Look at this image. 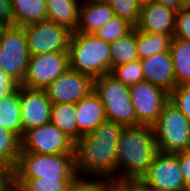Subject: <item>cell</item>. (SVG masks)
I'll return each mask as SVG.
<instances>
[{
  "label": "cell",
  "instance_id": "cell-1",
  "mask_svg": "<svg viewBox=\"0 0 190 191\" xmlns=\"http://www.w3.org/2000/svg\"><path fill=\"white\" fill-rule=\"evenodd\" d=\"M124 126L105 120L91 133L73 142L74 169L78 177L117 181V144Z\"/></svg>",
  "mask_w": 190,
  "mask_h": 191
},
{
  "label": "cell",
  "instance_id": "cell-2",
  "mask_svg": "<svg viewBox=\"0 0 190 191\" xmlns=\"http://www.w3.org/2000/svg\"><path fill=\"white\" fill-rule=\"evenodd\" d=\"M158 152L153 126L124 127L117 144V181L141 179Z\"/></svg>",
  "mask_w": 190,
  "mask_h": 191
},
{
  "label": "cell",
  "instance_id": "cell-3",
  "mask_svg": "<svg viewBox=\"0 0 190 191\" xmlns=\"http://www.w3.org/2000/svg\"><path fill=\"white\" fill-rule=\"evenodd\" d=\"M69 67L93 80L111 73L110 43L93 34L72 32L69 47Z\"/></svg>",
  "mask_w": 190,
  "mask_h": 191
},
{
  "label": "cell",
  "instance_id": "cell-4",
  "mask_svg": "<svg viewBox=\"0 0 190 191\" xmlns=\"http://www.w3.org/2000/svg\"><path fill=\"white\" fill-rule=\"evenodd\" d=\"M12 178H76L73 153L36 154L21 151Z\"/></svg>",
  "mask_w": 190,
  "mask_h": 191
},
{
  "label": "cell",
  "instance_id": "cell-5",
  "mask_svg": "<svg viewBox=\"0 0 190 191\" xmlns=\"http://www.w3.org/2000/svg\"><path fill=\"white\" fill-rule=\"evenodd\" d=\"M93 90L104 104L107 120L124 127L139 126L130 96L129 86L106 73L93 82Z\"/></svg>",
  "mask_w": 190,
  "mask_h": 191
},
{
  "label": "cell",
  "instance_id": "cell-6",
  "mask_svg": "<svg viewBox=\"0 0 190 191\" xmlns=\"http://www.w3.org/2000/svg\"><path fill=\"white\" fill-rule=\"evenodd\" d=\"M153 129L160 152L176 154L190 148V121L170 101L164 105Z\"/></svg>",
  "mask_w": 190,
  "mask_h": 191
},
{
  "label": "cell",
  "instance_id": "cell-7",
  "mask_svg": "<svg viewBox=\"0 0 190 191\" xmlns=\"http://www.w3.org/2000/svg\"><path fill=\"white\" fill-rule=\"evenodd\" d=\"M1 45L0 69L18 86L21 85L29 62L27 38L22 26L10 25Z\"/></svg>",
  "mask_w": 190,
  "mask_h": 191
},
{
  "label": "cell",
  "instance_id": "cell-8",
  "mask_svg": "<svg viewBox=\"0 0 190 191\" xmlns=\"http://www.w3.org/2000/svg\"><path fill=\"white\" fill-rule=\"evenodd\" d=\"M27 38L29 55L68 52L72 32L68 27L51 21L22 26Z\"/></svg>",
  "mask_w": 190,
  "mask_h": 191
},
{
  "label": "cell",
  "instance_id": "cell-9",
  "mask_svg": "<svg viewBox=\"0 0 190 191\" xmlns=\"http://www.w3.org/2000/svg\"><path fill=\"white\" fill-rule=\"evenodd\" d=\"M68 52H52L29 57L27 70L20 86L45 90L69 69Z\"/></svg>",
  "mask_w": 190,
  "mask_h": 191
},
{
  "label": "cell",
  "instance_id": "cell-10",
  "mask_svg": "<svg viewBox=\"0 0 190 191\" xmlns=\"http://www.w3.org/2000/svg\"><path fill=\"white\" fill-rule=\"evenodd\" d=\"M141 180L151 188L188 191L179 166V153L158 152Z\"/></svg>",
  "mask_w": 190,
  "mask_h": 191
},
{
  "label": "cell",
  "instance_id": "cell-11",
  "mask_svg": "<svg viewBox=\"0 0 190 191\" xmlns=\"http://www.w3.org/2000/svg\"><path fill=\"white\" fill-rule=\"evenodd\" d=\"M21 151L36 154L73 153V141L51 122L26 131Z\"/></svg>",
  "mask_w": 190,
  "mask_h": 191
},
{
  "label": "cell",
  "instance_id": "cell-12",
  "mask_svg": "<svg viewBox=\"0 0 190 191\" xmlns=\"http://www.w3.org/2000/svg\"><path fill=\"white\" fill-rule=\"evenodd\" d=\"M129 91L137 122L153 126L169 101V93L147 81L129 86Z\"/></svg>",
  "mask_w": 190,
  "mask_h": 191
},
{
  "label": "cell",
  "instance_id": "cell-13",
  "mask_svg": "<svg viewBox=\"0 0 190 191\" xmlns=\"http://www.w3.org/2000/svg\"><path fill=\"white\" fill-rule=\"evenodd\" d=\"M93 82L90 76L69 68L45 91L52 104H76L93 91Z\"/></svg>",
  "mask_w": 190,
  "mask_h": 191
},
{
  "label": "cell",
  "instance_id": "cell-14",
  "mask_svg": "<svg viewBox=\"0 0 190 191\" xmlns=\"http://www.w3.org/2000/svg\"><path fill=\"white\" fill-rule=\"evenodd\" d=\"M19 100L22 136L32 128L50 123L52 102L45 90L19 86Z\"/></svg>",
  "mask_w": 190,
  "mask_h": 191
},
{
  "label": "cell",
  "instance_id": "cell-15",
  "mask_svg": "<svg viewBox=\"0 0 190 191\" xmlns=\"http://www.w3.org/2000/svg\"><path fill=\"white\" fill-rule=\"evenodd\" d=\"M176 10L158 2L140 7V19L135 27L137 31L174 36Z\"/></svg>",
  "mask_w": 190,
  "mask_h": 191
},
{
  "label": "cell",
  "instance_id": "cell-16",
  "mask_svg": "<svg viewBox=\"0 0 190 191\" xmlns=\"http://www.w3.org/2000/svg\"><path fill=\"white\" fill-rule=\"evenodd\" d=\"M144 81L170 93L177 85L170 51L141 59Z\"/></svg>",
  "mask_w": 190,
  "mask_h": 191
},
{
  "label": "cell",
  "instance_id": "cell-17",
  "mask_svg": "<svg viewBox=\"0 0 190 191\" xmlns=\"http://www.w3.org/2000/svg\"><path fill=\"white\" fill-rule=\"evenodd\" d=\"M75 111L78 131L82 135L91 133L107 120L104 104L94 90L75 104Z\"/></svg>",
  "mask_w": 190,
  "mask_h": 191
},
{
  "label": "cell",
  "instance_id": "cell-18",
  "mask_svg": "<svg viewBox=\"0 0 190 191\" xmlns=\"http://www.w3.org/2000/svg\"><path fill=\"white\" fill-rule=\"evenodd\" d=\"M114 16V11L107 1L82 0L79 9V23L73 32L93 34Z\"/></svg>",
  "mask_w": 190,
  "mask_h": 191
},
{
  "label": "cell",
  "instance_id": "cell-19",
  "mask_svg": "<svg viewBox=\"0 0 190 191\" xmlns=\"http://www.w3.org/2000/svg\"><path fill=\"white\" fill-rule=\"evenodd\" d=\"M12 25L24 26L47 20L46 0H10Z\"/></svg>",
  "mask_w": 190,
  "mask_h": 191
},
{
  "label": "cell",
  "instance_id": "cell-20",
  "mask_svg": "<svg viewBox=\"0 0 190 191\" xmlns=\"http://www.w3.org/2000/svg\"><path fill=\"white\" fill-rule=\"evenodd\" d=\"M82 0H46L47 20L75 31L79 23Z\"/></svg>",
  "mask_w": 190,
  "mask_h": 191
},
{
  "label": "cell",
  "instance_id": "cell-21",
  "mask_svg": "<svg viewBox=\"0 0 190 191\" xmlns=\"http://www.w3.org/2000/svg\"><path fill=\"white\" fill-rule=\"evenodd\" d=\"M169 51L176 85L190 84V41L173 37Z\"/></svg>",
  "mask_w": 190,
  "mask_h": 191
},
{
  "label": "cell",
  "instance_id": "cell-22",
  "mask_svg": "<svg viewBox=\"0 0 190 191\" xmlns=\"http://www.w3.org/2000/svg\"><path fill=\"white\" fill-rule=\"evenodd\" d=\"M19 86L0 100V126L22 137V122L20 115Z\"/></svg>",
  "mask_w": 190,
  "mask_h": 191
},
{
  "label": "cell",
  "instance_id": "cell-23",
  "mask_svg": "<svg viewBox=\"0 0 190 191\" xmlns=\"http://www.w3.org/2000/svg\"><path fill=\"white\" fill-rule=\"evenodd\" d=\"M75 114V104H52L50 122L73 142L82 136L78 131Z\"/></svg>",
  "mask_w": 190,
  "mask_h": 191
},
{
  "label": "cell",
  "instance_id": "cell-24",
  "mask_svg": "<svg viewBox=\"0 0 190 191\" xmlns=\"http://www.w3.org/2000/svg\"><path fill=\"white\" fill-rule=\"evenodd\" d=\"M111 71L114 67L139 59L137 50V29L110 43Z\"/></svg>",
  "mask_w": 190,
  "mask_h": 191
},
{
  "label": "cell",
  "instance_id": "cell-25",
  "mask_svg": "<svg viewBox=\"0 0 190 191\" xmlns=\"http://www.w3.org/2000/svg\"><path fill=\"white\" fill-rule=\"evenodd\" d=\"M172 35L153 34L137 31V50L139 59L169 51Z\"/></svg>",
  "mask_w": 190,
  "mask_h": 191
},
{
  "label": "cell",
  "instance_id": "cell-26",
  "mask_svg": "<svg viewBox=\"0 0 190 191\" xmlns=\"http://www.w3.org/2000/svg\"><path fill=\"white\" fill-rule=\"evenodd\" d=\"M21 152V138L0 126V168L12 169Z\"/></svg>",
  "mask_w": 190,
  "mask_h": 191
},
{
  "label": "cell",
  "instance_id": "cell-27",
  "mask_svg": "<svg viewBox=\"0 0 190 191\" xmlns=\"http://www.w3.org/2000/svg\"><path fill=\"white\" fill-rule=\"evenodd\" d=\"M28 191H66L75 178H12Z\"/></svg>",
  "mask_w": 190,
  "mask_h": 191
},
{
  "label": "cell",
  "instance_id": "cell-28",
  "mask_svg": "<svg viewBox=\"0 0 190 191\" xmlns=\"http://www.w3.org/2000/svg\"><path fill=\"white\" fill-rule=\"evenodd\" d=\"M133 28L134 27L127 21L120 19L115 15L103 26L97 29L93 35L101 38L105 42L112 43L118 40L120 37L128 34Z\"/></svg>",
  "mask_w": 190,
  "mask_h": 191
},
{
  "label": "cell",
  "instance_id": "cell-29",
  "mask_svg": "<svg viewBox=\"0 0 190 191\" xmlns=\"http://www.w3.org/2000/svg\"><path fill=\"white\" fill-rule=\"evenodd\" d=\"M111 74L124 85L131 86L144 81L141 60H135L114 67Z\"/></svg>",
  "mask_w": 190,
  "mask_h": 191
},
{
  "label": "cell",
  "instance_id": "cell-30",
  "mask_svg": "<svg viewBox=\"0 0 190 191\" xmlns=\"http://www.w3.org/2000/svg\"><path fill=\"white\" fill-rule=\"evenodd\" d=\"M114 14L127 21L134 28L140 19V6L135 0H107Z\"/></svg>",
  "mask_w": 190,
  "mask_h": 191
},
{
  "label": "cell",
  "instance_id": "cell-31",
  "mask_svg": "<svg viewBox=\"0 0 190 191\" xmlns=\"http://www.w3.org/2000/svg\"><path fill=\"white\" fill-rule=\"evenodd\" d=\"M169 101L190 121V84L176 86L169 93Z\"/></svg>",
  "mask_w": 190,
  "mask_h": 191
},
{
  "label": "cell",
  "instance_id": "cell-32",
  "mask_svg": "<svg viewBox=\"0 0 190 191\" xmlns=\"http://www.w3.org/2000/svg\"><path fill=\"white\" fill-rule=\"evenodd\" d=\"M108 181L100 178L76 177L66 191H105Z\"/></svg>",
  "mask_w": 190,
  "mask_h": 191
},
{
  "label": "cell",
  "instance_id": "cell-33",
  "mask_svg": "<svg viewBox=\"0 0 190 191\" xmlns=\"http://www.w3.org/2000/svg\"><path fill=\"white\" fill-rule=\"evenodd\" d=\"M190 41V8H180L176 12L174 36Z\"/></svg>",
  "mask_w": 190,
  "mask_h": 191
},
{
  "label": "cell",
  "instance_id": "cell-34",
  "mask_svg": "<svg viewBox=\"0 0 190 191\" xmlns=\"http://www.w3.org/2000/svg\"><path fill=\"white\" fill-rule=\"evenodd\" d=\"M121 191H150L141 179H124L113 182Z\"/></svg>",
  "mask_w": 190,
  "mask_h": 191
},
{
  "label": "cell",
  "instance_id": "cell-35",
  "mask_svg": "<svg viewBox=\"0 0 190 191\" xmlns=\"http://www.w3.org/2000/svg\"><path fill=\"white\" fill-rule=\"evenodd\" d=\"M179 166L183 174L186 188L190 191V148L179 153Z\"/></svg>",
  "mask_w": 190,
  "mask_h": 191
},
{
  "label": "cell",
  "instance_id": "cell-36",
  "mask_svg": "<svg viewBox=\"0 0 190 191\" xmlns=\"http://www.w3.org/2000/svg\"><path fill=\"white\" fill-rule=\"evenodd\" d=\"M17 84L0 69V100L17 89Z\"/></svg>",
  "mask_w": 190,
  "mask_h": 191
},
{
  "label": "cell",
  "instance_id": "cell-37",
  "mask_svg": "<svg viewBox=\"0 0 190 191\" xmlns=\"http://www.w3.org/2000/svg\"><path fill=\"white\" fill-rule=\"evenodd\" d=\"M0 22L12 25V9L10 0H0Z\"/></svg>",
  "mask_w": 190,
  "mask_h": 191
},
{
  "label": "cell",
  "instance_id": "cell-38",
  "mask_svg": "<svg viewBox=\"0 0 190 191\" xmlns=\"http://www.w3.org/2000/svg\"><path fill=\"white\" fill-rule=\"evenodd\" d=\"M12 181V171L6 168H0V191H8Z\"/></svg>",
  "mask_w": 190,
  "mask_h": 191
},
{
  "label": "cell",
  "instance_id": "cell-39",
  "mask_svg": "<svg viewBox=\"0 0 190 191\" xmlns=\"http://www.w3.org/2000/svg\"><path fill=\"white\" fill-rule=\"evenodd\" d=\"M155 2L163 4L165 7H169L176 11L184 7L182 0H155Z\"/></svg>",
  "mask_w": 190,
  "mask_h": 191
},
{
  "label": "cell",
  "instance_id": "cell-40",
  "mask_svg": "<svg viewBox=\"0 0 190 191\" xmlns=\"http://www.w3.org/2000/svg\"><path fill=\"white\" fill-rule=\"evenodd\" d=\"M8 191H28L21 184L15 182L13 179L9 185Z\"/></svg>",
  "mask_w": 190,
  "mask_h": 191
},
{
  "label": "cell",
  "instance_id": "cell-41",
  "mask_svg": "<svg viewBox=\"0 0 190 191\" xmlns=\"http://www.w3.org/2000/svg\"><path fill=\"white\" fill-rule=\"evenodd\" d=\"M9 26V23L0 22V42L2 41L5 31L8 29Z\"/></svg>",
  "mask_w": 190,
  "mask_h": 191
},
{
  "label": "cell",
  "instance_id": "cell-42",
  "mask_svg": "<svg viewBox=\"0 0 190 191\" xmlns=\"http://www.w3.org/2000/svg\"><path fill=\"white\" fill-rule=\"evenodd\" d=\"M105 191H121L113 182H108Z\"/></svg>",
  "mask_w": 190,
  "mask_h": 191
},
{
  "label": "cell",
  "instance_id": "cell-43",
  "mask_svg": "<svg viewBox=\"0 0 190 191\" xmlns=\"http://www.w3.org/2000/svg\"><path fill=\"white\" fill-rule=\"evenodd\" d=\"M136 3L142 7L144 5H147V4H151L152 2H155V0H135Z\"/></svg>",
  "mask_w": 190,
  "mask_h": 191
},
{
  "label": "cell",
  "instance_id": "cell-44",
  "mask_svg": "<svg viewBox=\"0 0 190 191\" xmlns=\"http://www.w3.org/2000/svg\"><path fill=\"white\" fill-rule=\"evenodd\" d=\"M182 2L185 8H190V0H182Z\"/></svg>",
  "mask_w": 190,
  "mask_h": 191
},
{
  "label": "cell",
  "instance_id": "cell-45",
  "mask_svg": "<svg viewBox=\"0 0 190 191\" xmlns=\"http://www.w3.org/2000/svg\"><path fill=\"white\" fill-rule=\"evenodd\" d=\"M150 191H164V190H160V189H156V188H151L150 187Z\"/></svg>",
  "mask_w": 190,
  "mask_h": 191
},
{
  "label": "cell",
  "instance_id": "cell-46",
  "mask_svg": "<svg viewBox=\"0 0 190 191\" xmlns=\"http://www.w3.org/2000/svg\"><path fill=\"white\" fill-rule=\"evenodd\" d=\"M87 1H107V0H87Z\"/></svg>",
  "mask_w": 190,
  "mask_h": 191
}]
</instances>
